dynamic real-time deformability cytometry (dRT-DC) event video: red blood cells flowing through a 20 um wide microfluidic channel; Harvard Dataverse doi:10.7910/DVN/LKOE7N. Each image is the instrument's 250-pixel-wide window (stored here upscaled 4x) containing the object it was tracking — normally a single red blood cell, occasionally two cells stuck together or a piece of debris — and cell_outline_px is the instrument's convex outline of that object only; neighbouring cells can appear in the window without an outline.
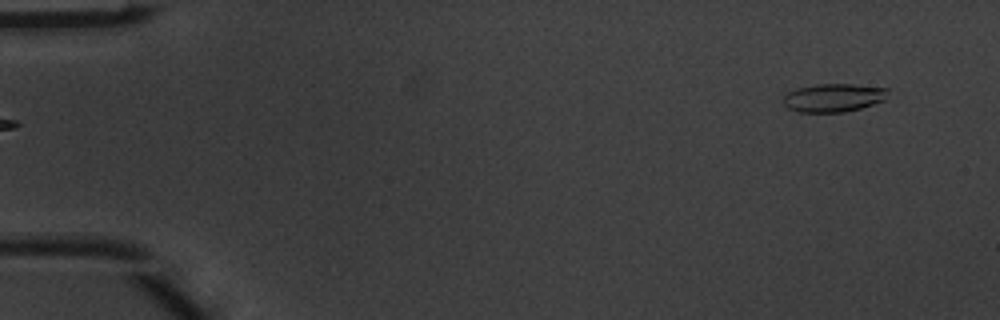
{"species": "common noctule bat (a hibernating species)", "species_latin": "Nyctalus noctula", "temperature_condition": "warm", "stored_images_in_passage": 4, "camera_frame_rate_fps": 3000, "um_per_image_px": 0.085, "animal": {"sex": "male", "body_mass_g": 20.1, "forearm_length_mm": 53.5}, "frame": {"image": 1, "passage_image": 4, "time_ms": 1.0, "image_size_px": [1000, 320], "cell_outline_px": [[888, 92], [884, 100], [860, 108], [844, 112], [796, 112], [788, 108], [784, 104], [784, 96], [788, 92], [796, 88], [816, 84], [852, 84], [888, 88]], "centroid_in_image_um": [70.83, 8.3], "position_along_channel_um": 14.2, "area_um2": 17.22}}